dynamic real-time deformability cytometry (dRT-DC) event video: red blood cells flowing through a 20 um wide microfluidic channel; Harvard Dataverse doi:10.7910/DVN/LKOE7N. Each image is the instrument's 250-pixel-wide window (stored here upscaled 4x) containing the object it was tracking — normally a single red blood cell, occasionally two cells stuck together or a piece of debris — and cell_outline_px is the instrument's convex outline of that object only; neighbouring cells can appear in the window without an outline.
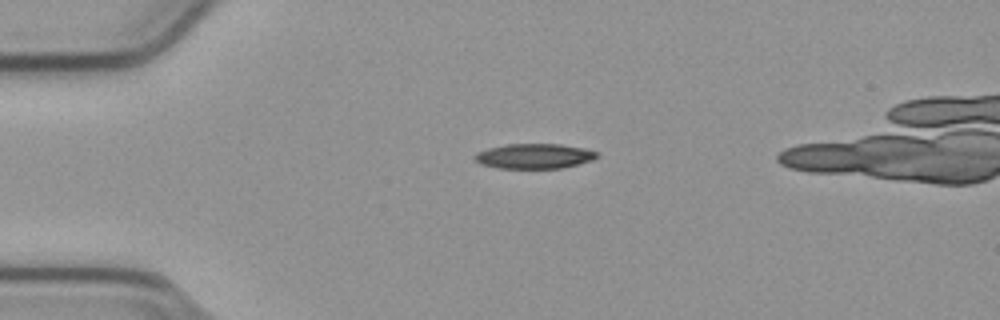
{"species": "common noctule bat (a hibernating species)", "species_latin": "Nyctalus noctula", "temperature_condition": "cold", "stored_images_in_passage": 38, "camera_frame_rate_fps": 3000, "um_per_image_px": 0.085, "animal": {"sex": "male", "body_mass_g": 23.1, "forearm_length_mm": 52.7}, "frame": {"image": 1, "passage_image": 1, "time_ms": 0.0, "image_size_px": [1000, 320], "cell_outline_px": [[600, 156], [592, 160], [560, 168], [500, 168], [480, 164], [472, 156], [476, 152], [488, 148], [508, 144], [560, 144], [584, 148], [596, 152]], "centroid_in_image_um": [45.39, 13.26], "position_along_channel_um": 39.6, "area_um2": 17.69}}
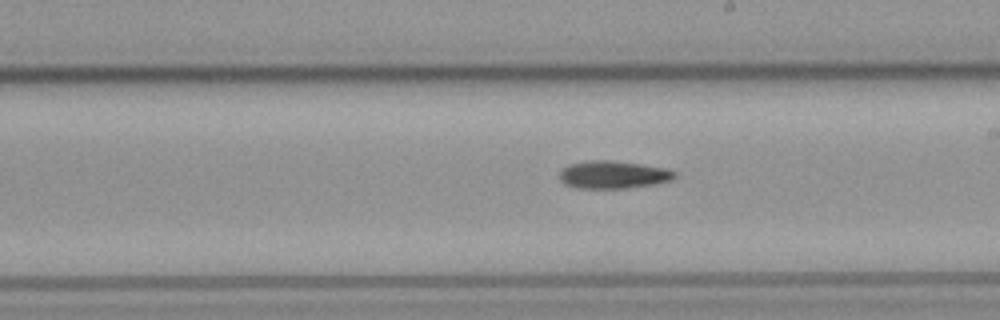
{"frame": {"image": 2, "passage_image": 19, "time_ms": 6.0, "image_size_px": [1000, 320], "cell_outline_px": [[676, 176], [672, 180], [652, 184], [624, 188], [576, 188], [564, 184], [560, 180], [560, 172], [568, 164], [588, 160], [608, 160], [640, 164], [664, 168], [676, 172]], "centroid_in_image_um": [52.09, 14.84], "position_along_channel_um": 236.9, "area_um2": 18.44}}
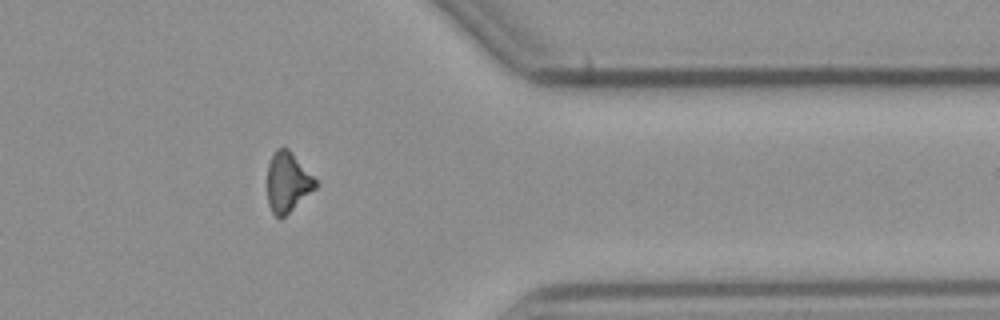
{"frame": {"image": 3, "passage_image": 32, "time_ms": 10.333, "image_size_px": [1000, 320], "cell_outline_px": [[320, 184], [316, 188], [280, 220], [272, 212], [268, 204], [268, 164], [276, 148], [288, 148]], "centroid_in_image_um": [24.45, 15.5], "position_along_channel_um": 386.9, "area_um2": 16.7}}